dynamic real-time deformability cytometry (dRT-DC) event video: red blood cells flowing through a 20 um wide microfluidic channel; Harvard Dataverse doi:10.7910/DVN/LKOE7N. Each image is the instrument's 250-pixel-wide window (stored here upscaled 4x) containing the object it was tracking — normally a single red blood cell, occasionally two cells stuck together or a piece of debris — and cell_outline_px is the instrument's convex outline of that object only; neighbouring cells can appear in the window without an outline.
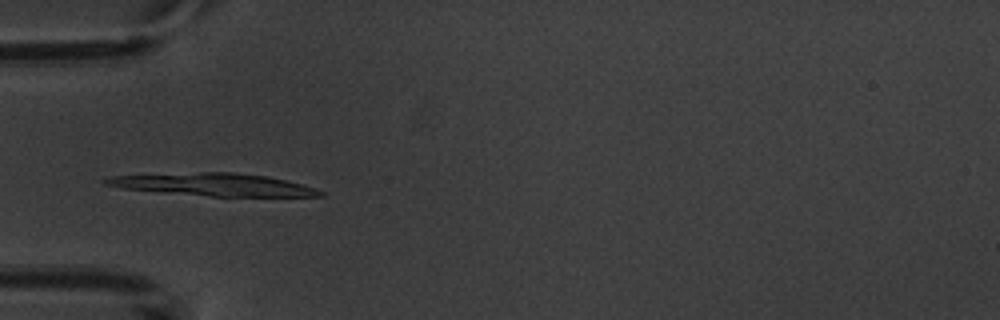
{"species": "common noctule bat (a hibernating species)", "species_latin": "Nyctalus noctula", "temperature_condition": "warm", "stored_images_in_passage": 6, "camera_frame_rate_fps": 3000, "um_per_image_px": 0.085, "animal": {"sex": "male", "body_mass_g": 20.1, "forearm_length_mm": 53.5}, "frame": {"image": 1, "passage_image": 4, "time_ms": 4.333, "image_size_px": [1000, 320], "cell_outline_px": [[324, 196], [212, 196], [124, 188], [104, 184], [100, 180], [108, 176], [200, 172], [236, 172], [268, 176], [316, 188], [324, 192]], "centroid_in_image_um": [18.15, 15.68], "position_along_channel_um": 66.8, "area_um2": 27.8}}
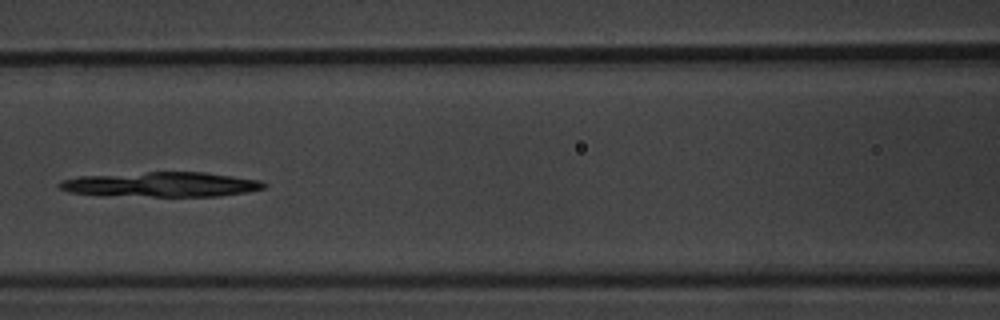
{"frame": {"image": 2, "passage_image": 6, "time_ms": 6.667, "image_size_px": [1000, 320], "cell_outline_px": [[268, 184], [264, 188], [244, 192], [220, 196], [100, 196], [68, 192], [60, 188], [56, 184], [60, 180], [80, 176], [148, 172], [204, 172], [260, 180]], "centroid_in_image_um": [13.62, 15.69], "position_along_channel_um": 153.0, "area_um2": 29.82}}